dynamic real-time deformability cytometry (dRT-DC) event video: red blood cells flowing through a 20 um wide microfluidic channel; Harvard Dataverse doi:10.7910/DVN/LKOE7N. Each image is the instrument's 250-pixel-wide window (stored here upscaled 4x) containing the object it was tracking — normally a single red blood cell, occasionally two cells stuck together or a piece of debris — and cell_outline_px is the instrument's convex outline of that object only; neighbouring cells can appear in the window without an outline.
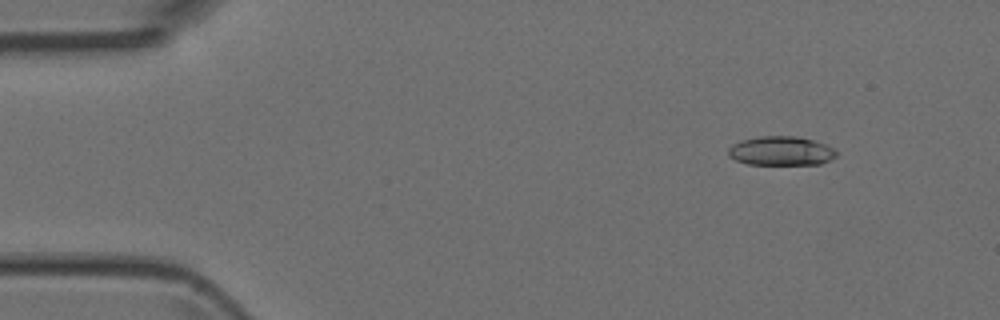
{"species": "Egyptian fruit bat (a non-hibernating species)", "species_latin": "Rousettus aegyptiacus", "temperature_condition": "room temperature", "stored_images_in_passage": 3, "camera_frame_rate_fps": 3000, "um_per_image_px": 0.085, "animal": {"sex": "female"}, "frame": {"image": 1, "passage_image": 3, "time_ms": 2.333, "image_size_px": [1000, 320], "cell_outline_px": [[836, 156], [832, 160], [820, 164], [748, 164], [736, 160], [728, 156], [728, 148], [732, 144], [740, 140], [760, 136], [796, 136], [812, 140], [824, 144], [832, 148], [836, 152]], "centroid_in_image_um": [66.36, 12.83], "position_along_channel_um": 18.6, "area_um2": 18.32}}